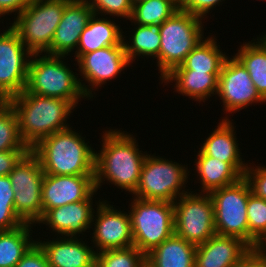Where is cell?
Instances as JSON below:
<instances>
[{"label":"cell","mask_w":266,"mask_h":267,"mask_svg":"<svg viewBox=\"0 0 266 267\" xmlns=\"http://www.w3.org/2000/svg\"><path fill=\"white\" fill-rule=\"evenodd\" d=\"M8 102L16 111L21 138L30 150L47 136L70 128L67 119L76 108L70 101L32 94L26 89Z\"/></svg>","instance_id":"7a4b0ae2"},{"label":"cell","mask_w":266,"mask_h":267,"mask_svg":"<svg viewBox=\"0 0 266 267\" xmlns=\"http://www.w3.org/2000/svg\"><path fill=\"white\" fill-rule=\"evenodd\" d=\"M235 57L248 71L257 91L266 100V35L240 45Z\"/></svg>","instance_id":"4316f807"},{"label":"cell","mask_w":266,"mask_h":267,"mask_svg":"<svg viewBox=\"0 0 266 267\" xmlns=\"http://www.w3.org/2000/svg\"><path fill=\"white\" fill-rule=\"evenodd\" d=\"M44 174L39 158L30 150L8 175L14 191L15 213L24 223L34 225L42 217Z\"/></svg>","instance_id":"30bf717a"},{"label":"cell","mask_w":266,"mask_h":267,"mask_svg":"<svg viewBox=\"0 0 266 267\" xmlns=\"http://www.w3.org/2000/svg\"><path fill=\"white\" fill-rule=\"evenodd\" d=\"M133 29L132 39L126 40L123 35V44L125 46V53L130 63H133L137 57H151L157 59V66L159 67V51H160V25H138ZM126 40V41H125ZM129 43H128V42ZM135 58V59H134Z\"/></svg>","instance_id":"83f0119b"},{"label":"cell","mask_w":266,"mask_h":267,"mask_svg":"<svg viewBox=\"0 0 266 267\" xmlns=\"http://www.w3.org/2000/svg\"><path fill=\"white\" fill-rule=\"evenodd\" d=\"M16 215L14 191L9 176H0V231H9L23 225Z\"/></svg>","instance_id":"d6a6232c"},{"label":"cell","mask_w":266,"mask_h":267,"mask_svg":"<svg viewBox=\"0 0 266 267\" xmlns=\"http://www.w3.org/2000/svg\"><path fill=\"white\" fill-rule=\"evenodd\" d=\"M126 131L103 132L102 148L95 157V188L105 180L131 194L136 190L147 153L139 150L136 138Z\"/></svg>","instance_id":"6da1fadb"},{"label":"cell","mask_w":266,"mask_h":267,"mask_svg":"<svg viewBox=\"0 0 266 267\" xmlns=\"http://www.w3.org/2000/svg\"><path fill=\"white\" fill-rule=\"evenodd\" d=\"M222 1L225 0H179V9L205 19L207 13Z\"/></svg>","instance_id":"8d00e7d4"},{"label":"cell","mask_w":266,"mask_h":267,"mask_svg":"<svg viewBox=\"0 0 266 267\" xmlns=\"http://www.w3.org/2000/svg\"><path fill=\"white\" fill-rule=\"evenodd\" d=\"M30 2L31 0H0V17L13 12L18 16Z\"/></svg>","instance_id":"ab89813d"},{"label":"cell","mask_w":266,"mask_h":267,"mask_svg":"<svg viewBox=\"0 0 266 267\" xmlns=\"http://www.w3.org/2000/svg\"><path fill=\"white\" fill-rule=\"evenodd\" d=\"M244 178L248 181L252 193L256 197L266 200V166L249 165Z\"/></svg>","instance_id":"d590c367"},{"label":"cell","mask_w":266,"mask_h":267,"mask_svg":"<svg viewBox=\"0 0 266 267\" xmlns=\"http://www.w3.org/2000/svg\"><path fill=\"white\" fill-rule=\"evenodd\" d=\"M93 195L84 201L47 210L37 223L45 224L58 236L61 234L62 237L77 238L79 234L92 228V218L95 213L92 208L94 206L92 199L95 197Z\"/></svg>","instance_id":"ac0fdd59"},{"label":"cell","mask_w":266,"mask_h":267,"mask_svg":"<svg viewBox=\"0 0 266 267\" xmlns=\"http://www.w3.org/2000/svg\"><path fill=\"white\" fill-rule=\"evenodd\" d=\"M251 250L241 238L215 234L196 246L195 267H233Z\"/></svg>","instance_id":"d6986e66"},{"label":"cell","mask_w":266,"mask_h":267,"mask_svg":"<svg viewBox=\"0 0 266 267\" xmlns=\"http://www.w3.org/2000/svg\"><path fill=\"white\" fill-rule=\"evenodd\" d=\"M202 20L179 9L160 24L159 73L161 79L181 65L186 56L205 39Z\"/></svg>","instance_id":"5b68a950"},{"label":"cell","mask_w":266,"mask_h":267,"mask_svg":"<svg viewBox=\"0 0 266 267\" xmlns=\"http://www.w3.org/2000/svg\"><path fill=\"white\" fill-rule=\"evenodd\" d=\"M32 226L24 223L16 229L0 231V267H15L36 242L30 236Z\"/></svg>","instance_id":"f1b7e54d"},{"label":"cell","mask_w":266,"mask_h":267,"mask_svg":"<svg viewBox=\"0 0 266 267\" xmlns=\"http://www.w3.org/2000/svg\"><path fill=\"white\" fill-rule=\"evenodd\" d=\"M84 139L70 127L42 139L31 151L45 174L95 176L96 151Z\"/></svg>","instance_id":"3957f363"},{"label":"cell","mask_w":266,"mask_h":267,"mask_svg":"<svg viewBox=\"0 0 266 267\" xmlns=\"http://www.w3.org/2000/svg\"><path fill=\"white\" fill-rule=\"evenodd\" d=\"M217 96L226 112H239L253 103L266 102L254 86L243 64L233 55L228 56L218 77Z\"/></svg>","instance_id":"5bb4252c"},{"label":"cell","mask_w":266,"mask_h":267,"mask_svg":"<svg viewBox=\"0 0 266 267\" xmlns=\"http://www.w3.org/2000/svg\"><path fill=\"white\" fill-rule=\"evenodd\" d=\"M196 245L175 233L146 255V267H195Z\"/></svg>","instance_id":"cb8c5ba5"},{"label":"cell","mask_w":266,"mask_h":267,"mask_svg":"<svg viewBox=\"0 0 266 267\" xmlns=\"http://www.w3.org/2000/svg\"><path fill=\"white\" fill-rule=\"evenodd\" d=\"M42 55V56H41ZM64 56L32 54L28 69L26 90L40 96L70 101L75 107L81 98L86 99L77 75Z\"/></svg>","instance_id":"277c9868"},{"label":"cell","mask_w":266,"mask_h":267,"mask_svg":"<svg viewBox=\"0 0 266 267\" xmlns=\"http://www.w3.org/2000/svg\"><path fill=\"white\" fill-rule=\"evenodd\" d=\"M233 267H266V257L257 254L253 249Z\"/></svg>","instance_id":"60d3db41"},{"label":"cell","mask_w":266,"mask_h":267,"mask_svg":"<svg viewBox=\"0 0 266 267\" xmlns=\"http://www.w3.org/2000/svg\"><path fill=\"white\" fill-rule=\"evenodd\" d=\"M178 10L179 0H143L133 4L130 21L138 25H160Z\"/></svg>","instance_id":"f546056e"},{"label":"cell","mask_w":266,"mask_h":267,"mask_svg":"<svg viewBox=\"0 0 266 267\" xmlns=\"http://www.w3.org/2000/svg\"><path fill=\"white\" fill-rule=\"evenodd\" d=\"M96 215L93 214L92 233L96 253L133 246V236L130 216L124 211L117 210L107 200L95 202ZM96 216V217H95ZM95 218V219H94ZM95 222V223H93Z\"/></svg>","instance_id":"9a60e30c"},{"label":"cell","mask_w":266,"mask_h":267,"mask_svg":"<svg viewBox=\"0 0 266 267\" xmlns=\"http://www.w3.org/2000/svg\"><path fill=\"white\" fill-rule=\"evenodd\" d=\"M226 118L221 119L217 128L206 138L199 150L205 156L230 163L244 177L248 163L242 161L233 120Z\"/></svg>","instance_id":"44dd1931"},{"label":"cell","mask_w":266,"mask_h":267,"mask_svg":"<svg viewBox=\"0 0 266 267\" xmlns=\"http://www.w3.org/2000/svg\"><path fill=\"white\" fill-rule=\"evenodd\" d=\"M189 175L188 167L182 163L147 154L132 195L138 199L174 203L180 196L189 193L183 190Z\"/></svg>","instance_id":"ba28073f"},{"label":"cell","mask_w":266,"mask_h":267,"mask_svg":"<svg viewBox=\"0 0 266 267\" xmlns=\"http://www.w3.org/2000/svg\"><path fill=\"white\" fill-rule=\"evenodd\" d=\"M0 33V99L8 101L26 89L32 53L11 27Z\"/></svg>","instance_id":"7c38bea8"},{"label":"cell","mask_w":266,"mask_h":267,"mask_svg":"<svg viewBox=\"0 0 266 267\" xmlns=\"http://www.w3.org/2000/svg\"><path fill=\"white\" fill-rule=\"evenodd\" d=\"M96 192L94 176L44 174L42 215L47 210L87 200Z\"/></svg>","instance_id":"2e32d148"},{"label":"cell","mask_w":266,"mask_h":267,"mask_svg":"<svg viewBox=\"0 0 266 267\" xmlns=\"http://www.w3.org/2000/svg\"><path fill=\"white\" fill-rule=\"evenodd\" d=\"M30 150L23 142L19 119L15 109L8 101L0 103V151Z\"/></svg>","instance_id":"4dcf8cb0"},{"label":"cell","mask_w":266,"mask_h":267,"mask_svg":"<svg viewBox=\"0 0 266 267\" xmlns=\"http://www.w3.org/2000/svg\"><path fill=\"white\" fill-rule=\"evenodd\" d=\"M95 267H146V255L134 245L96 253Z\"/></svg>","instance_id":"1f68e13d"},{"label":"cell","mask_w":266,"mask_h":267,"mask_svg":"<svg viewBox=\"0 0 266 267\" xmlns=\"http://www.w3.org/2000/svg\"><path fill=\"white\" fill-rule=\"evenodd\" d=\"M251 193L250 185L244 177L232 185L209 193L214 206L217 235L235 236L249 245L247 203Z\"/></svg>","instance_id":"9c48e42d"},{"label":"cell","mask_w":266,"mask_h":267,"mask_svg":"<svg viewBox=\"0 0 266 267\" xmlns=\"http://www.w3.org/2000/svg\"><path fill=\"white\" fill-rule=\"evenodd\" d=\"M220 73H207L194 70H171L165 75L162 83L175 82V92L189 96L199 103L205 102L211 96L217 94L218 77Z\"/></svg>","instance_id":"7402d4cb"},{"label":"cell","mask_w":266,"mask_h":267,"mask_svg":"<svg viewBox=\"0 0 266 267\" xmlns=\"http://www.w3.org/2000/svg\"><path fill=\"white\" fill-rule=\"evenodd\" d=\"M133 198L128 211L133 245L147 255L175 233L174 203Z\"/></svg>","instance_id":"8992f818"},{"label":"cell","mask_w":266,"mask_h":267,"mask_svg":"<svg viewBox=\"0 0 266 267\" xmlns=\"http://www.w3.org/2000/svg\"><path fill=\"white\" fill-rule=\"evenodd\" d=\"M140 1H143V0H131V2L134 4L136 2H140Z\"/></svg>","instance_id":"7bdbcfd3"},{"label":"cell","mask_w":266,"mask_h":267,"mask_svg":"<svg viewBox=\"0 0 266 267\" xmlns=\"http://www.w3.org/2000/svg\"><path fill=\"white\" fill-rule=\"evenodd\" d=\"M15 267H50L44 250L35 242Z\"/></svg>","instance_id":"74e56055"},{"label":"cell","mask_w":266,"mask_h":267,"mask_svg":"<svg viewBox=\"0 0 266 267\" xmlns=\"http://www.w3.org/2000/svg\"><path fill=\"white\" fill-rule=\"evenodd\" d=\"M79 66V73L89 85H85L79 78L83 93L88 100L93 98V88L101 87L106 81L115 79L126 67H130V62L125 53L124 44L104 47L84 55H74ZM88 86V87H87ZM91 86V87H89ZM90 88V89H89Z\"/></svg>","instance_id":"4fadbf2b"},{"label":"cell","mask_w":266,"mask_h":267,"mask_svg":"<svg viewBox=\"0 0 266 267\" xmlns=\"http://www.w3.org/2000/svg\"><path fill=\"white\" fill-rule=\"evenodd\" d=\"M197 153L195 168L203 193L209 194L215 189L232 185L243 178L230 163L205 156L200 150Z\"/></svg>","instance_id":"d4e9b609"},{"label":"cell","mask_w":266,"mask_h":267,"mask_svg":"<svg viewBox=\"0 0 266 267\" xmlns=\"http://www.w3.org/2000/svg\"><path fill=\"white\" fill-rule=\"evenodd\" d=\"M71 0H31L10 25L32 54L46 53Z\"/></svg>","instance_id":"52a82bcc"},{"label":"cell","mask_w":266,"mask_h":267,"mask_svg":"<svg viewBox=\"0 0 266 267\" xmlns=\"http://www.w3.org/2000/svg\"><path fill=\"white\" fill-rule=\"evenodd\" d=\"M215 37H205L185 58L184 62L172 70H194L207 73H221L228 56L222 52ZM219 46V47H218Z\"/></svg>","instance_id":"484cf974"},{"label":"cell","mask_w":266,"mask_h":267,"mask_svg":"<svg viewBox=\"0 0 266 267\" xmlns=\"http://www.w3.org/2000/svg\"><path fill=\"white\" fill-rule=\"evenodd\" d=\"M253 250L261 255L266 257V233L262 236V238L257 242L256 246Z\"/></svg>","instance_id":"b9f144b4"},{"label":"cell","mask_w":266,"mask_h":267,"mask_svg":"<svg viewBox=\"0 0 266 267\" xmlns=\"http://www.w3.org/2000/svg\"><path fill=\"white\" fill-rule=\"evenodd\" d=\"M92 15V8L84 0H71L65 6L51 46L45 54L66 58L74 52Z\"/></svg>","instance_id":"e0dca14e"},{"label":"cell","mask_w":266,"mask_h":267,"mask_svg":"<svg viewBox=\"0 0 266 267\" xmlns=\"http://www.w3.org/2000/svg\"><path fill=\"white\" fill-rule=\"evenodd\" d=\"M247 218L249 226V246L253 249L266 233V200L258 198L251 193L248 196Z\"/></svg>","instance_id":"836d02e7"},{"label":"cell","mask_w":266,"mask_h":267,"mask_svg":"<svg viewBox=\"0 0 266 267\" xmlns=\"http://www.w3.org/2000/svg\"><path fill=\"white\" fill-rule=\"evenodd\" d=\"M93 10V13L104 17L117 16L130 20L133 10L131 0H84Z\"/></svg>","instance_id":"e575fe53"},{"label":"cell","mask_w":266,"mask_h":267,"mask_svg":"<svg viewBox=\"0 0 266 267\" xmlns=\"http://www.w3.org/2000/svg\"><path fill=\"white\" fill-rule=\"evenodd\" d=\"M97 16V17H96ZM94 14L80 35L75 55H84L98 49L123 43V30L113 20Z\"/></svg>","instance_id":"603a6c76"},{"label":"cell","mask_w":266,"mask_h":267,"mask_svg":"<svg viewBox=\"0 0 266 267\" xmlns=\"http://www.w3.org/2000/svg\"><path fill=\"white\" fill-rule=\"evenodd\" d=\"M30 150L0 151V176H8L19 160Z\"/></svg>","instance_id":"f35d334b"},{"label":"cell","mask_w":266,"mask_h":267,"mask_svg":"<svg viewBox=\"0 0 266 267\" xmlns=\"http://www.w3.org/2000/svg\"><path fill=\"white\" fill-rule=\"evenodd\" d=\"M54 239V240H53ZM36 241L44 250L50 267H95L96 250L81 238L56 237Z\"/></svg>","instance_id":"ffe728a7"},{"label":"cell","mask_w":266,"mask_h":267,"mask_svg":"<svg viewBox=\"0 0 266 267\" xmlns=\"http://www.w3.org/2000/svg\"><path fill=\"white\" fill-rule=\"evenodd\" d=\"M190 192L174 202V230L197 246L216 234L214 206L209 194Z\"/></svg>","instance_id":"8fae6325"}]
</instances>
